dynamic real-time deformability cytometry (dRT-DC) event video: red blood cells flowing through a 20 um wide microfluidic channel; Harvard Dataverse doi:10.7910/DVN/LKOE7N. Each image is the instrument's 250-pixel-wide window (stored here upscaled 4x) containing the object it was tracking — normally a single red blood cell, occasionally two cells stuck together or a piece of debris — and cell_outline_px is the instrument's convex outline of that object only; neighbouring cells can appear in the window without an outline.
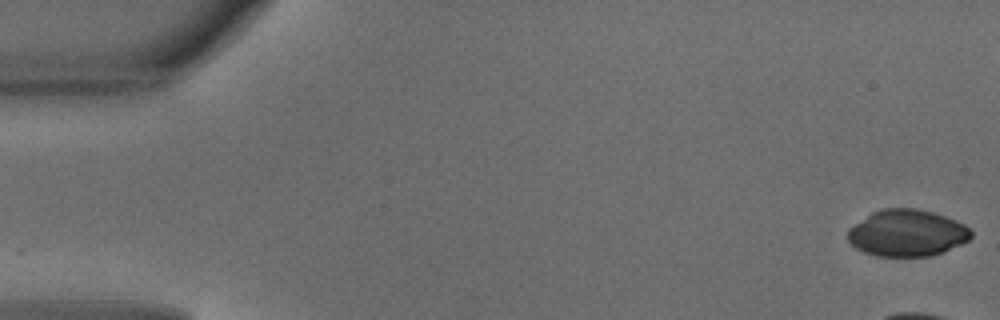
{"species": "common noctule bat (a hibernating species)", "species_latin": "Nyctalus noctula", "temperature_condition": "warm", "stored_images_in_passage": 10, "camera_frame_rate_fps": 3000, "um_per_image_px": 0.085, "animal": {"sex": "male", "body_mass_g": 18.8}, "frame": {"image": 1, "passage_image": 1, "time_ms": 0.0, "image_size_px": [1000, 320], "cell_outline_px": [[972, 236], [968, 240], [960, 244], [932, 256], [876, 256], [864, 252], [856, 248], [848, 240], [848, 228], [872, 212], [884, 208], [916, 208], [932, 212], [956, 220], [964, 224], [972, 232]], "centroid_in_image_um": [77.08, 19.8], "position_along_channel_um": 7.9, "area_um2": 33.41}}